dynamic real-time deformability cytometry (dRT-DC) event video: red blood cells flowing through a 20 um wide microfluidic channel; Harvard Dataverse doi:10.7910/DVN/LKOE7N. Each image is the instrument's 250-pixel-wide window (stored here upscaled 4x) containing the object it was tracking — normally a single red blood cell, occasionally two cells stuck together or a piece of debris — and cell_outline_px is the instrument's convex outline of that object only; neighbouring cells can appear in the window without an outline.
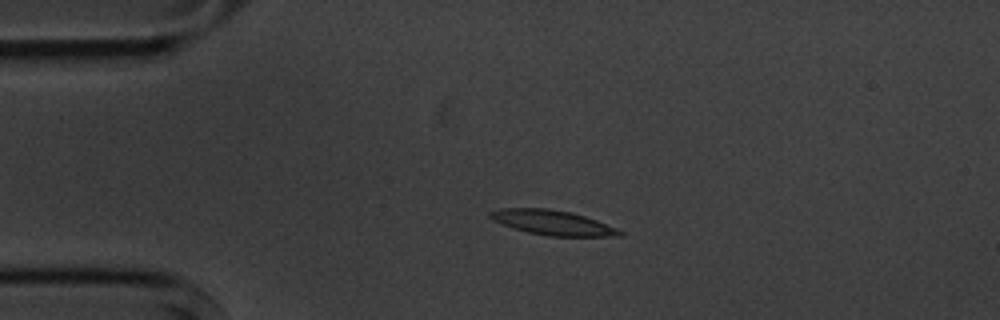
{"species": "common noctule bat (a hibernating species)", "species_latin": "Nyctalus noctula", "temperature_condition": "cold", "stored_images_in_passage": 3, "camera_frame_rate_fps": 3000, "um_per_image_px": 0.085, "animal": {"sex": "male", "body_mass_g": 20.1, "forearm_length_mm": 53.5}, "frame": {"image": 1, "passage_image": 2, "time_ms": 1.333, "image_size_px": [1000, 320], "cell_outline_px": [[624, 236], [548, 236], [528, 232], [512, 228], [492, 220], [488, 216], [488, 212], [500, 208], [548, 208], [572, 212], [596, 220], [616, 228], [624, 232]], "centroid_in_image_um": [46.94, 18.92], "position_along_channel_um": 38.1, "area_um2": 18.79}}